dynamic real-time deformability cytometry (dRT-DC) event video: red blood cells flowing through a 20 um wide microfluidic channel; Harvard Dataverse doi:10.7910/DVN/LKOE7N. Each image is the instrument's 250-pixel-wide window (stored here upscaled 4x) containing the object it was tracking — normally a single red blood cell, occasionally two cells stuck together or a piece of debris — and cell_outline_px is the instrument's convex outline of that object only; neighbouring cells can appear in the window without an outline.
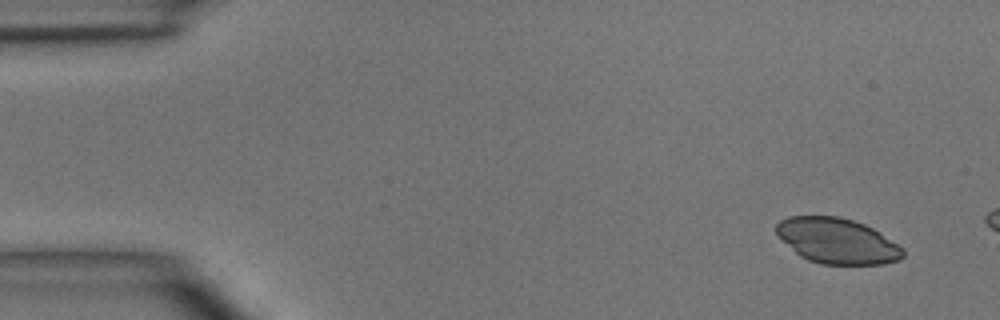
{"species": "common noctule bat (a hibernating species)", "species_latin": "Nyctalus noctula", "temperature_condition": "room temperature", "stored_images_in_passage": 3, "camera_frame_rate_fps": 3000, "um_per_image_px": 0.085, "animal": {"sex": "male", "body_mass_g": 15.6}, "frame": {"image": 1, "passage_image": 1, "time_ms": 0.0, "image_size_px": [1000, 320], "cell_outline_px": [[904, 256], [900, 260], [884, 264], [820, 264], [808, 260], [800, 256], [776, 236], [776, 224], [780, 220], [788, 216], [840, 216], [864, 224], [880, 232], [904, 248]], "centroid_in_image_um": [71.15, 20.47], "position_along_channel_um": 13.8, "area_um2": 33.81}}